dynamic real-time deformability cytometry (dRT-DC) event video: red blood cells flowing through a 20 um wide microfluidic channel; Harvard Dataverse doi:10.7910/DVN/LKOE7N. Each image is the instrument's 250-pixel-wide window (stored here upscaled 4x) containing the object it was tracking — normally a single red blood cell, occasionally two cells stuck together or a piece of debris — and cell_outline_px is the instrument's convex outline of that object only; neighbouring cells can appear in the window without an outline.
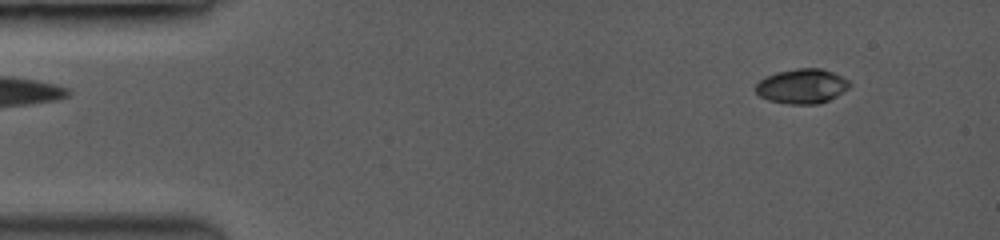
{"species": "common noctule bat (a hibernating species)", "species_latin": "Nyctalus noctula", "temperature_condition": "room temperature", "stored_images_in_passage": 5, "camera_frame_rate_fps": 3500, "um_per_image_px": 0.085, "animal": {"sex": "female", "body_mass_g": 19.0, "forearm_length_mm": 53.3}, "frame": {"image": 1, "passage_image": 1, "time_ms": 0.0, "image_size_px": [1000, 240], "cell_outline_px": [[852, 84], [848, 88], [836, 96], [820, 104], [788, 104], [768, 100], [760, 96], [756, 92], [756, 84], [760, 80], [768, 76], [780, 72], [800, 68], [820, 68], [832, 72], [848, 80]], "centroid_in_image_um": [68.18, 7.34], "position_along_channel_um": 16.8, "area_um2": 18.73}}
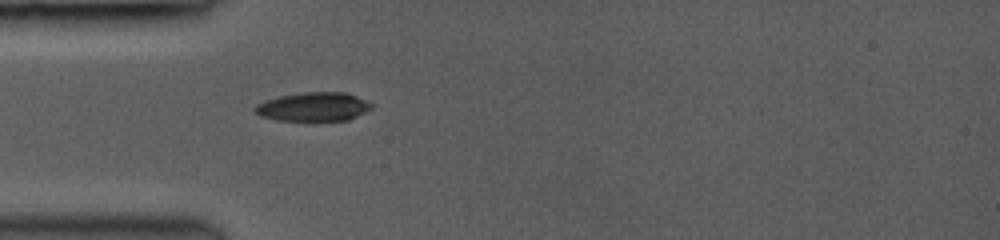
{"frame": {"image": 2, "passage_image": 5, "time_ms": 1.143, "image_size_px": [1000, 240], "cell_outline_px": [[372, 108], [348, 120], [276, 120], [264, 116], [256, 112], [252, 108], [268, 100], [280, 96], [304, 92], [344, 92], [356, 96], [372, 104]], "centroid_in_image_um": [26.67, 9.07], "position_along_channel_um": 58.3, "area_um2": 19.07}}